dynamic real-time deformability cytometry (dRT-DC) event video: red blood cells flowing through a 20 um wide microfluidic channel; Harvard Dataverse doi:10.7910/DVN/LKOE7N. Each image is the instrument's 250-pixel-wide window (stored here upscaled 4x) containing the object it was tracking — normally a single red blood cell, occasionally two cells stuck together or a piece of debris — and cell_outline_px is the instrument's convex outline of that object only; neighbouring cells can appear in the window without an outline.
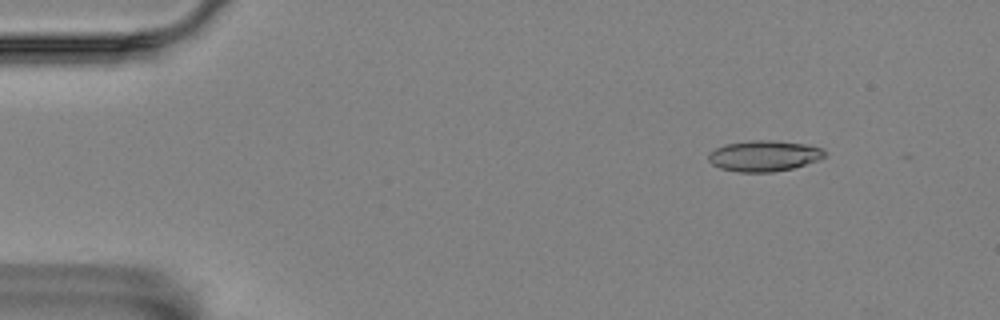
{"species": "Egyptian fruit bat (a non-hibernating species)", "species_latin": "Rousettus aegyptiacus", "temperature_condition": "room temperature", "stored_images_in_passage": 21, "camera_frame_rate_fps": 3000, "um_per_image_px": 0.085, "animal": {"sex": "female"}, "frame": {"image": 1, "passage_image": 7, "time_ms": 2.0, "image_size_px": [1000, 320], "cell_outline_px": [[828, 156], [792, 168], [772, 172], [740, 172], [720, 168], [712, 164], [708, 160], [708, 152], [724, 144], [748, 140], [772, 140], [804, 144], [824, 148], [828, 152]], "centroid_in_image_um": [64.94, 13.24], "position_along_channel_um": 20.1, "area_um2": 21.04}}
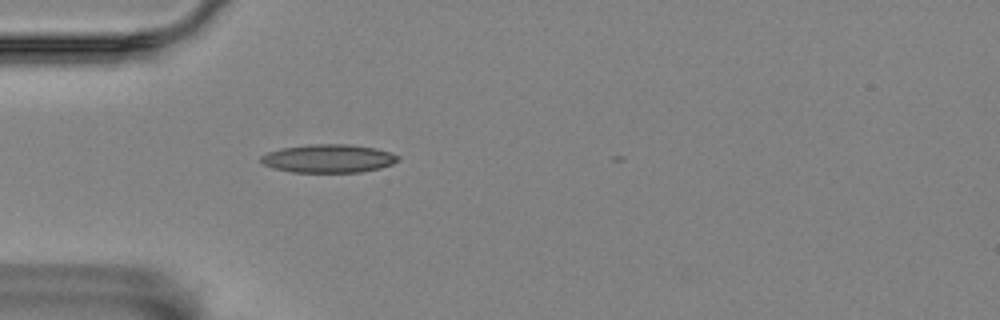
{"frame": {"image": 2, "passage_image": 17, "time_ms": 5.333, "image_size_px": [1000, 320], "cell_outline_px": [[400, 160], [392, 164], [380, 168], [360, 172], [292, 172], [276, 168], [264, 164], [260, 160], [260, 156], [268, 152], [280, 148], [312, 144], [348, 144], [376, 148], [392, 152], [400, 156]], "centroid_in_image_um": [27.96, 13.46], "position_along_channel_um": 57.0, "area_um2": 22.66}}
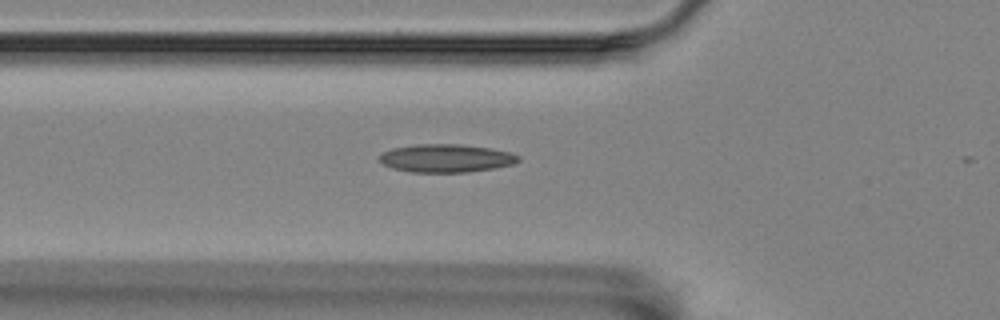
{"frame": {"image": 3, "passage_image": 20, "time_ms": 6.333, "image_size_px": [1000, 320], "cell_outline_px": [[520, 160], [512, 164], [496, 168], [468, 172], [412, 172], [392, 168], [376, 160], [384, 152], [392, 148], [416, 144], [460, 144], [488, 148], [512, 152], [520, 156]], "centroid_in_image_um": [37.92, 13.45], "position_along_channel_um": 87.9, "area_um2": 22.83}}